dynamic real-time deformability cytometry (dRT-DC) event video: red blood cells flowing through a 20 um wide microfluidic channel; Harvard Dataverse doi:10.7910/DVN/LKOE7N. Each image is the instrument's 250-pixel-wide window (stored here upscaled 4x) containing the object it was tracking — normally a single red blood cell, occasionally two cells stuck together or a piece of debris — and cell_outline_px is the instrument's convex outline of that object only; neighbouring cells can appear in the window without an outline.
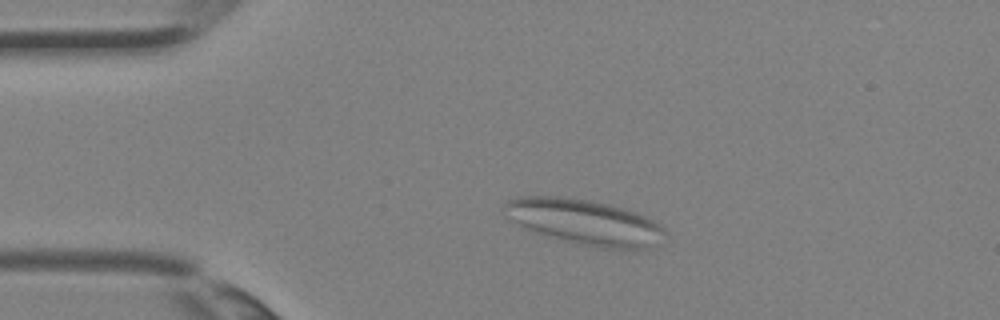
{"species": "Egyptian fruit bat (a non-hibernating species)", "species_latin": "Rousettus aegyptiacus", "temperature_condition": "room temperature", "stored_images_in_passage": 34, "camera_frame_rate_fps": 3000, "um_per_image_px": 0.085, "animal": {"sex": "female"}, "frame": {"image": 1, "passage_image": 5, "time_ms": 1.333, "image_size_px": [1000, 320], "cell_outline_px": [[664, 232], [648, 248], [604, 248], [584, 244], [536, 232], [504, 216], [500, 208], [508, 200], [520, 196], [564, 196], [588, 200], [608, 204], [624, 208], [636, 212], [660, 224], [664, 228]], "centroid_in_image_um": [49.61, 18.82], "position_along_channel_um": 35.4, "area_um2": 41.44}}
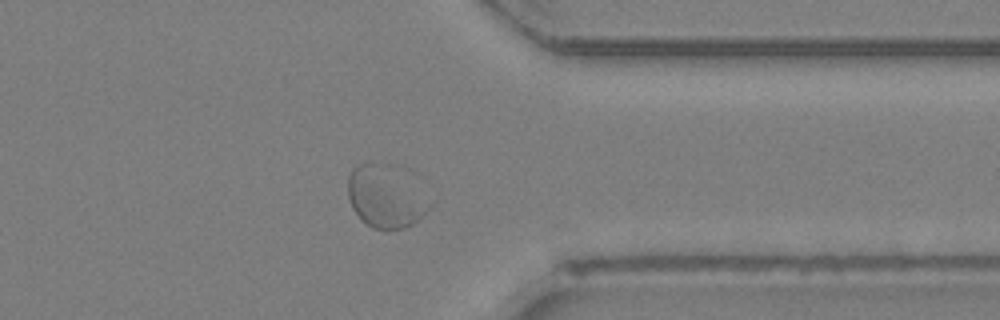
{"frame": {"image": 2, "passage_image": 26, "time_ms": 8.333, "image_size_px": [1000, 320], "cell_outline_px": [[436, 200], [412, 224], [404, 228], [372, 228], [360, 220], [352, 208], [348, 196], [348, 176], [352, 168], [360, 164], [376, 164]], "centroid_in_image_um": [32.7, 16.83], "position_along_channel_um": 378.7, "area_um2": 27.74}}
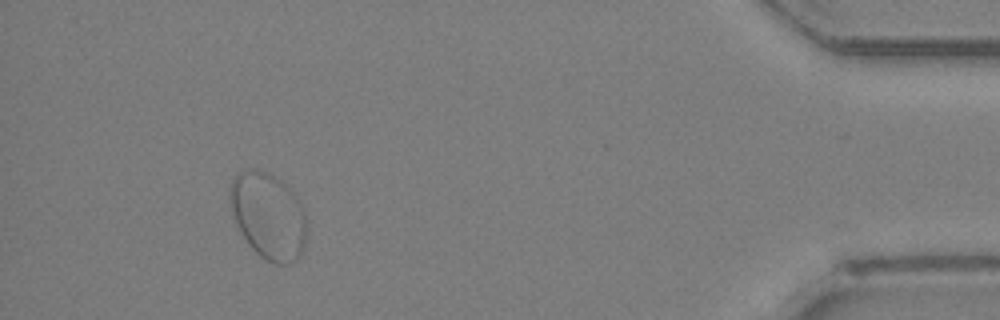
{"frame": {"image": 3, "passage_image": 31, "time_ms": 10.0, "image_size_px": [1000, 320], "cell_outline_px": [[308, 228], [304, 248], [300, 256], [292, 264], [276, 264], [264, 260], [248, 244], [240, 232], [228, 208], [228, 192], [232, 176], [244, 168], [252, 168], [268, 172], [288, 184], [300, 204], [304, 212]], "centroid_in_image_um": [22.77, 18.32], "position_along_channel_um": 412.4, "area_um2": 39.88}}